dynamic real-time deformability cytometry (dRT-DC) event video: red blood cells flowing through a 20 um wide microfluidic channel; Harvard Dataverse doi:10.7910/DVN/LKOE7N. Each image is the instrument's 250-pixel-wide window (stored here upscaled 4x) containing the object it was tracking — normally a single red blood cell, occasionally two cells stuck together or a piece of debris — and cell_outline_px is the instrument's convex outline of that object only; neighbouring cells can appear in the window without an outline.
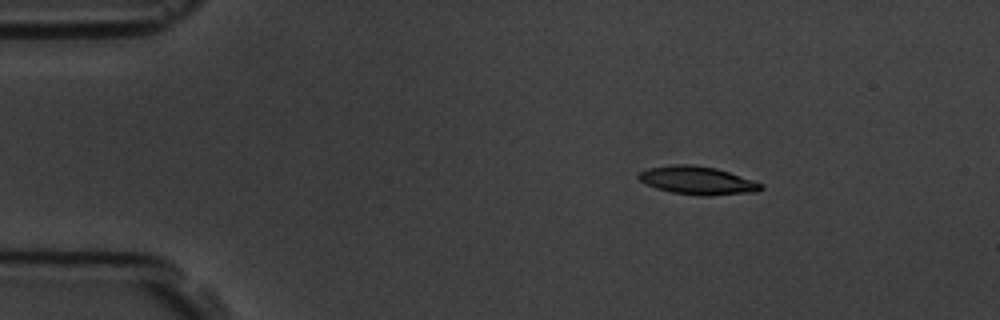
{"species": "common noctule bat (a hibernating species)", "species_latin": "Nyctalus noctula", "temperature_condition": "room temperature", "stored_images_in_passage": 3, "camera_frame_rate_fps": 3000, "um_per_image_px": 0.085, "animal": {"sex": "male", "body_mass_g": 19.5, "forearm_length_mm": 54.6}, "frame": {"image": 1, "passage_image": 1, "time_ms": 0.0, "image_size_px": [1000, 320], "cell_outline_px": [[764, 188], [756, 192], [708, 196], [672, 192], [656, 188], [640, 180], [636, 176], [640, 172], [648, 168], [680, 164], [688, 164], [716, 168], [764, 184]], "centroid_in_image_um": [59.31, 15.34], "position_along_channel_um": 25.7, "area_um2": 19.77}}